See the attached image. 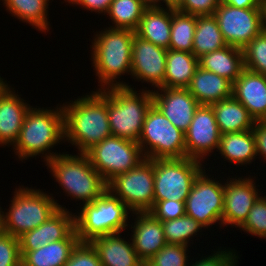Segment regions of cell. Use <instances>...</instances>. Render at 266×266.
Wrapping results in <instances>:
<instances>
[{"label":"cell","instance_id":"13","mask_svg":"<svg viewBox=\"0 0 266 266\" xmlns=\"http://www.w3.org/2000/svg\"><path fill=\"white\" fill-rule=\"evenodd\" d=\"M227 45L243 49L264 30L263 8H237L220 3L213 14Z\"/></svg>","mask_w":266,"mask_h":266},{"label":"cell","instance_id":"49","mask_svg":"<svg viewBox=\"0 0 266 266\" xmlns=\"http://www.w3.org/2000/svg\"><path fill=\"white\" fill-rule=\"evenodd\" d=\"M263 8L264 29L266 30V0L261 1Z\"/></svg>","mask_w":266,"mask_h":266},{"label":"cell","instance_id":"50","mask_svg":"<svg viewBox=\"0 0 266 266\" xmlns=\"http://www.w3.org/2000/svg\"><path fill=\"white\" fill-rule=\"evenodd\" d=\"M1 208L2 207L0 206V234L3 232V230H2V214H1L2 209Z\"/></svg>","mask_w":266,"mask_h":266},{"label":"cell","instance_id":"37","mask_svg":"<svg viewBox=\"0 0 266 266\" xmlns=\"http://www.w3.org/2000/svg\"><path fill=\"white\" fill-rule=\"evenodd\" d=\"M188 246L167 243L149 261L155 266H189Z\"/></svg>","mask_w":266,"mask_h":266},{"label":"cell","instance_id":"34","mask_svg":"<svg viewBox=\"0 0 266 266\" xmlns=\"http://www.w3.org/2000/svg\"><path fill=\"white\" fill-rule=\"evenodd\" d=\"M166 243L179 244L190 247V241L205 229L203 225L193 219L191 216L183 215L169 221L161 222ZM201 230V231H200ZM199 232V233H198Z\"/></svg>","mask_w":266,"mask_h":266},{"label":"cell","instance_id":"7","mask_svg":"<svg viewBox=\"0 0 266 266\" xmlns=\"http://www.w3.org/2000/svg\"><path fill=\"white\" fill-rule=\"evenodd\" d=\"M81 206L79 212L74 213L75 232L79 242H90L99 236L122 233L129 226L128 217L133 213L109 189L92 203Z\"/></svg>","mask_w":266,"mask_h":266},{"label":"cell","instance_id":"32","mask_svg":"<svg viewBox=\"0 0 266 266\" xmlns=\"http://www.w3.org/2000/svg\"><path fill=\"white\" fill-rule=\"evenodd\" d=\"M197 15L185 14L171 7L169 49L192 53Z\"/></svg>","mask_w":266,"mask_h":266},{"label":"cell","instance_id":"2","mask_svg":"<svg viewBox=\"0 0 266 266\" xmlns=\"http://www.w3.org/2000/svg\"><path fill=\"white\" fill-rule=\"evenodd\" d=\"M94 35L90 54L92 67L98 78V90L117 86L129 87V83L119 79L122 75H131L135 31L107 27Z\"/></svg>","mask_w":266,"mask_h":266},{"label":"cell","instance_id":"38","mask_svg":"<svg viewBox=\"0 0 266 266\" xmlns=\"http://www.w3.org/2000/svg\"><path fill=\"white\" fill-rule=\"evenodd\" d=\"M0 266H21L19 238L4 232L0 234Z\"/></svg>","mask_w":266,"mask_h":266},{"label":"cell","instance_id":"25","mask_svg":"<svg viewBox=\"0 0 266 266\" xmlns=\"http://www.w3.org/2000/svg\"><path fill=\"white\" fill-rule=\"evenodd\" d=\"M199 66L228 79L232 84L244 69L243 50L231 45L203 54L198 58Z\"/></svg>","mask_w":266,"mask_h":266},{"label":"cell","instance_id":"5","mask_svg":"<svg viewBox=\"0 0 266 266\" xmlns=\"http://www.w3.org/2000/svg\"><path fill=\"white\" fill-rule=\"evenodd\" d=\"M131 86L106 88L107 114L113 136L138 142L153 97L149 88L143 87L137 93Z\"/></svg>","mask_w":266,"mask_h":266},{"label":"cell","instance_id":"11","mask_svg":"<svg viewBox=\"0 0 266 266\" xmlns=\"http://www.w3.org/2000/svg\"><path fill=\"white\" fill-rule=\"evenodd\" d=\"M107 188L132 212H148L154 205V159L116 175Z\"/></svg>","mask_w":266,"mask_h":266},{"label":"cell","instance_id":"29","mask_svg":"<svg viewBox=\"0 0 266 266\" xmlns=\"http://www.w3.org/2000/svg\"><path fill=\"white\" fill-rule=\"evenodd\" d=\"M198 66V58L193 53L168 49L164 88H187Z\"/></svg>","mask_w":266,"mask_h":266},{"label":"cell","instance_id":"24","mask_svg":"<svg viewBox=\"0 0 266 266\" xmlns=\"http://www.w3.org/2000/svg\"><path fill=\"white\" fill-rule=\"evenodd\" d=\"M135 34L168 50L171 38V7L146 8Z\"/></svg>","mask_w":266,"mask_h":266},{"label":"cell","instance_id":"48","mask_svg":"<svg viewBox=\"0 0 266 266\" xmlns=\"http://www.w3.org/2000/svg\"><path fill=\"white\" fill-rule=\"evenodd\" d=\"M181 0H165L164 8L166 7H175Z\"/></svg>","mask_w":266,"mask_h":266},{"label":"cell","instance_id":"19","mask_svg":"<svg viewBox=\"0 0 266 266\" xmlns=\"http://www.w3.org/2000/svg\"><path fill=\"white\" fill-rule=\"evenodd\" d=\"M132 214V221L135 219V222H131L129 227L131 226V240L135 252L142 261L150 260L167 244L161 221L155 219L149 212Z\"/></svg>","mask_w":266,"mask_h":266},{"label":"cell","instance_id":"44","mask_svg":"<svg viewBox=\"0 0 266 266\" xmlns=\"http://www.w3.org/2000/svg\"><path fill=\"white\" fill-rule=\"evenodd\" d=\"M252 131L256 142L257 158H263L266 161V120L256 121Z\"/></svg>","mask_w":266,"mask_h":266},{"label":"cell","instance_id":"35","mask_svg":"<svg viewBox=\"0 0 266 266\" xmlns=\"http://www.w3.org/2000/svg\"><path fill=\"white\" fill-rule=\"evenodd\" d=\"M242 50L244 68L266 75V30L253 38Z\"/></svg>","mask_w":266,"mask_h":266},{"label":"cell","instance_id":"30","mask_svg":"<svg viewBox=\"0 0 266 266\" xmlns=\"http://www.w3.org/2000/svg\"><path fill=\"white\" fill-rule=\"evenodd\" d=\"M50 0H2L9 14L17 17L23 23L31 25L40 32L47 33L50 30L48 11ZM48 9V10H47Z\"/></svg>","mask_w":266,"mask_h":266},{"label":"cell","instance_id":"23","mask_svg":"<svg viewBox=\"0 0 266 266\" xmlns=\"http://www.w3.org/2000/svg\"><path fill=\"white\" fill-rule=\"evenodd\" d=\"M233 84L226 78L198 66L189 86L190 94L200 105H211L232 96Z\"/></svg>","mask_w":266,"mask_h":266},{"label":"cell","instance_id":"36","mask_svg":"<svg viewBox=\"0 0 266 266\" xmlns=\"http://www.w3.org/2000/svg\"><path fill=\"white\" fill-rule=\"evenodd\" d=\"M239 229L260 239H266V196H259Z\"/></svg>","mask_w":266,"mask_h":266},{"label":"cell","instance_id":"27","mask_svg":"<svg viewBox=\"0 0 266 266\" xmlns=\"http://www.w3.org/2000/svg\"><path fill=\"white\" fill-rule=\"evenodd\" d=\"M217 152L223 160L234 166L250 165L257 158L256 142L252 130L221 135Z\"/></svg>","mask_w":266,"mask_h":266},{"label":"cell","instance_id":"6","mask_svg":"<svg viewBox=\"0 0 266 266\" xmlns=\"http://www.w3.org/2000/svg\"><path fill=\"white\" fill-rule=\"evenodd\" d=\"M18 187L13 192L7 212L1 211L4 233L19 238L46 222L58 209H67L57 203L52 194L42 189Z\"/></svg>","mask_w":266,"mask_h":266},{"label":"cell","instance_id":"8","mask_svg":"<svg viewBox=\"0 0 266 266\" xmlns=\"http://www.w3.org/2000/svg\"><path fill=\"white\" fill-rule=\"evenodd\" d=\"M138 144L146 159L186 157L184 132L175 127L154 104L146 114Z\"/></svg>","mask_w":266,"mask_h":266},{"label":"cell","instance_id":"1","mask_svg":"<svg viewBox=\"0 0 266 266\" xmlns=\"http://www.w3.org/2000/svg\"><path fill=\"white\" fill-rule=\"evenodd\" d=\"M64 102L66 141L85 154L95 144L112 135L107 114V89L89 92Z\"/></svg>","mask_w":266,"mask_h":266},{"label":"cell","instance_id":"47","mask_svg":"<svg viewBox=\"0 0 266 266\" xmlns=\"http://www.w3.org/2000/svg\"><path fill=\"white\" fill-rule=\"evenodd\" d=\"M3 79L0 76V95L6 90V88L10 85L7 83V80Z\"/></svg>","mask_w":266,"mask_h":266},{"label":"cell","instance_id":"26","mask_svg":"<svg viewBox=\"0 0 266 266\" xmlns=\"http://www.w3.org/2000/svg\"><path fill=\"white\" fill-rule=\"evenodd\" d=\"M79 242L75 229L63 240L29 252H21V266H64Z\"/></svg>","mask_w":266,"mask_h":266},{"label":"cell","instance_id":"31","mask_svg":"<svg viewBox=\"0 0 266 266\" xmlns=\"http://www.w3.org/2000/svg\"><path fill=\"white\" fill-rule=\"evenodd\" d=\"M227 46L214 15H197L192 53L197 57Z\"/></svg>","mask_w":266,"mask_h":266},{"label":"cell","instance_id":"18","mask_svg":"<svg viewBox=\"0 0 266 266\" xmlns=\"http://www.w3.org/2000/svg\"><path fill=\"white\" fill-rule=\"evenodd\" d=\"M74 229L72 210L58 209L46 222L19 237L20 252L33 251L48 243L63 240Z\"/></svg>","mask_w":266,"mask_h":266},{"label":"cell","instance_id":"28","mask_svg":"<svg viewBox=\"0 0 266 266\" xmlns=\"http://www.w3.org/2000/svg\"><path fill=\"white\" fill-rule=\"evenodd\" d=\"M221 134L252 130L255 119L233 96L211 104Z\"/></svg>","mask_w":266,"mask_h":266},{"label":"cell","instance_id":"12","mask_svg":"<svg viewBox=\"0 0 266 266\" xmlns=\"http://www.w3.org/2000/svg\"><path fill=\"white\" fill-rule=\"evenodd\" d=\"M205 171L204 169L194 181L185 201V212L206 229L217 223L222 229L224 182L223 179L215 180L214 176L211 177Z\"/></svg>","mask_w":266,"mask_h":266},{"label":"cell","instance_id":"39","mask_svg":"<svg viewBox=\"0 0 266 266\" xmlns=\"http://www.w3.org/2000/svg\"><path fill=\"white\" fill-rule=\"evenodd\" d=\"M64 266H103L90 242H78Z\"/></svg>","mask_w":266,"mask_h":266},{"label":"cell","instance_id":"10","mask_svg":"<svg viewBox=\"0 0 266 266\" xmlns=\"http://www.w3.org/2000/svg\"><path fill=\"white\" fill-rule=\"evenodd\" d=\"M85 154L107 183L146 159L138 142L113 135L95 144Z\"/></svg>","mask_w":266,"mask_h":266},{"label":"cell","instance_id":"41","mask_svg":"<svg viewBox=\"0 0 266 266\" xmlns=\"http://www.w3.org/2000/svg\"><path fill=\"white\" fill-rule=\"evenodd\" d=\"M225 250V251H224ZM234 249H222L221 247L213 251L207 257L203 255L199 260H195L190 262V266H238V253L235 252ZM216 252V253H215ZM237 254V255H236Z\"/></svg>","mask_w":266,"mask_h":266},{"label":"cell","instance_id":"45","mask_svg":"<svg viewBox=\"0 0 266 266\" xmlns=\"http://www.w3.org/2000/svg\"><path fill=\"white\" fill-rule=\"evenodd\" d=\"M221 3L237 8H262L261 0H221Z\"/></svg>","mask_w":266,"mask_h":266},{"label":"cell","instance_id":"51","mask_svg":"<svg viewBox=\"0 0 266 266\" xmlns=\"http://www.w3.org/2000/svg\"><path fill=\"white\" fill-rule=\"evenodd\" d=\"M142 266H155L149 260L143 261Z\"/></svg>","mask_w":266,"mask_h":266},{"label":"cell","instance_id":"21","mask_svg":"<svg viewBox=\"0 0 266 266\" xmlns=\"http://www.w3.org/2000/svg\"><path fill=\"white\" fill-rule=\"evenodd\" d=\"M17 93L9 85L0 95V147L14 146L27 111L31 107Z\"/></svg>","mask_w":266,"mask_h":266},{"label":"cell","instance_id":"22","mask_svg":"<svg viewBox=\"0 0 266 266\" xmlns=\"http://www.w3.org/2000/svg\"><path fill=\"white\" fill-rule=\"evenodd\" d=\"M121 232L99 236L90 241L103 266H142L143 261L135 252L131 238ZM122 237V238H121Z\"/></svg>","mask_w":266,"mask_h":266},{"label":"cell","instance_id":"16","mask_svg":"<svg viewBox=\"0 0 266 266\" xmlns=\"http://www.w3.org/2000/svg\"><path fill=\"white\" fill-rule=\"evenodd\" d=\"M131 53V77L156 89L164 88L167 49L135 34Z\"/></svg>","mask_w":266,"mask_h":266},{"label":"cell","instance_id":"40","mask_svg":"<svg viewBox=\"0 0 266 266\" xmlns=\"http://www.w3.org/2000/svg\"><path fill=\"white\" fill-rule=\"evenodd\" d=\"M148 212L161 222L180 218L186 214L185 201H154L153 207Z\"/></svg>","mask_w":266,"mask_h":266},{"label":"cell","instance_id":"33","mask_svg":"<svg viewBox=\"0 0 266 266\" xmlns=\"http://www.w3.org/2000/svg\"><path fill=\"white\" fill-rule=\"evenodd\" d=\"M146 7L139 0H112L106 13L113 26L110 28L130 29L138 28L140 19Z\"/></svg>","mask_w":266,"mask_h":266},{"label":"cell","instance_id":"42","mask_svg":"<svg viewBox=\"0 0 266 266\" xmlns=\"http://www.w3.org/2000/svg\"><path fill=\"white\" fill-rule=\"evenodd\" d=\"M221 0H181L174 8L191 15H213Z\"/></svg>","mask_w":266,"mask_h":266},{"label":"cell","instance_id":"43","mask_svg":"<svg viewBox=\"0 0 266 266\" xmlns=\"http://www.w3.org/2000/svg\"><path fill=\"white\" fill-rule=\"evenodd\" d=\"M112 0H69L70 6H81V8L87 11L95 12L98 15H105L110 7Z\"/></svg>","mask_w":266,"mask_h":266},{"label":"cell","instance_id":"3","mask_svg":"<svg viewBox=\"0 0 266 266\" xmlns=\"http://www.w3.org/2000/svg\"><path fill=\"white\" fill-rule=\"evenodd\" d=\"M57 105L53 107L55 109L31 106L27 111L19 137L12 147L20 161L40 156L44 157L46 164L59 155L51 151L58 143L65 141L64 111L62 105Z\"/></svg>","mask_w":266,"mask_h":266},{"label":"cell","instance_id":"20","mask_svg":"<svg viewBox=\"0 0 266 266\" xmlns=\"http://www.w3.org/2000/svg\"><path fill=\"white\" fill-rule=\"evenodd\" d=\"M232 96L248 110L255 121L266 120V75L244 68L233 83Z\"/></svg>","mask_w":266,"mask_h":266},{"label":"cell","instance_id":"14","mask_svg":"<svg viewBox=\"0 0 266 266\" xmlns=\"http://www.w3.org/2000/svg\"><path fill=\"white\" fill-rule=\"evenodd\" d=\"M185 135L186 157L203 163L216 149L218 150L221 132L217 126L211 105H200L193 116ZM210 154V155H209Z\"/></svg>","mask_w":266,"mask_h":266},{"label":"cell","instance_id":"4","mask_svg":"<svg viewBox=\"0 0 266 266\" xmlns=\"http://www.w3.org/2000/svg\"><path fill=\"white\" fill-rule=\"evenodd\" d=\"M67 153L59 152L45 166L67 194L65 196L80 200L81 205L92 203L108 189L107 182L92 166L86 154Z\"/></svg>","mask_w":266,"mask_h":266},{"label":"cell","instance_id":"9","mask_svg":"<svg viewBox=\"0 0 266 266\" xmlns=\"http://www.w3.org/2000/svg\"><path fill=\"white\" fill-rule=\"evenodd\" d=\"M192 158L154 159V201H186L197 176L207 168Z\"/></svg>","mask_w":266,"mask_h":266},{"label":"cell","instance_id":"17","mask_svg":"<svg viewBox=\"0 0 266 266\" xmlns=\"http://www.w3.org/2000/svg\"><path fill=\"white\" fill-rule=\"evenodd\" d=\"M153 104L179 130L186 132L193 119L198 101L187 88H157L152 90Z\"/></svg>","mask_w":266,"mask_h":266},{"label":"cell","instance_id":"46","mask_svg":"<svg viewBox=\"0 0 266 266\" xmlns=\"http://www.w3.org/2000/svg\"><path fill=\"white\" fill-rule=\"evenodd\" d=\"M146 8H163L165 0H139ZM163 4H162V3Z\"/></svg>","mask_w":266,"mask_h":266},{"label":"cell","instance_id":"15","mask_svg":"<svg viewBox=\"0 0 266 266\" xmlns=\"http://www.w3.org/2000/svg\"><path fill=\"white\" fill-rule=\"evenodd\" d=\"M228 177L227 180L224 179L222 227L231 225V228L232 226L239 228L247 219L248 213L261 195V190L257 188L260 185H256V181H254L256 177L250 175L238 178Z\"/></svg>","mask_w":266,"mask_h":266}]
</instances>
